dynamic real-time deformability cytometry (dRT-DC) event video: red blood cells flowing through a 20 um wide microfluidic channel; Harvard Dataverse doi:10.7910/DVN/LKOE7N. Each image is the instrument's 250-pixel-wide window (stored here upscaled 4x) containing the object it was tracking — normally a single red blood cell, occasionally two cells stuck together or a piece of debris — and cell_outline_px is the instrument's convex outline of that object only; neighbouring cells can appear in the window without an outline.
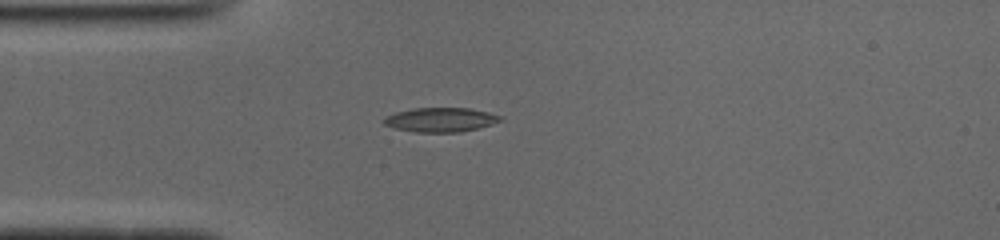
{"species": "common noctule bat (a hibernating species)", "species_latin": "Nyctalus noctula", "temperature_condition": "cold", "stored_images_in_passage": 32, "camera_frame_rate_fps": 3000, "um_per_image_px": 0.085, "animal": {"sex": "male", "body_mass_g": 19.0, "forearm_length_mm": 50.8}, "frame": {"image": 1, "passage_image": 2, "time_ms": 0.333, "image_size_px": [1000, 240], "cell_outline_px": [[504, 120], [492, 124], [460, 132], [416, 132], [396, 128], [384, 124], [380, 120], [396, 112], [412, 108], [468, 108], [488, 112], [504, 116]], "centroid_in_image_um": [37.48, 10.17], "position_along_channel_um": 47.5, "area_um2": 16.47}}
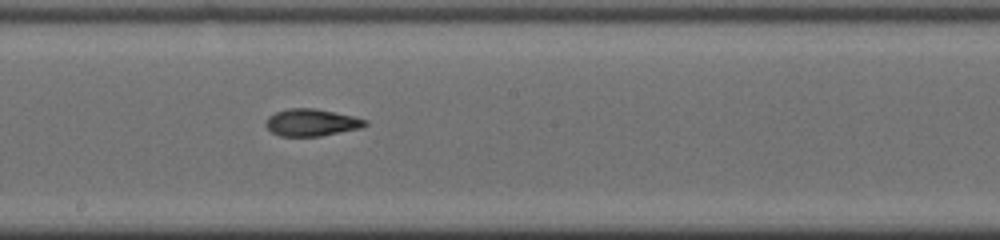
{"frame": {"image": 2, "passage_image": 16, "time_ms": 5.0, "image_size_px": [1000, 240], "cell_outline_px": [[368, 124], [360, 128], [320, 136], [280, 136], [272, 132], [264, 124], [264, 120], [268, 116], [276, 112], [288, 108], [316, 108], [352, 116], [368, 120]], "centroid_in_image_um": [26.45, 10.4], "position_along_channel_um": 221.8, "area_um2": 15.72}}
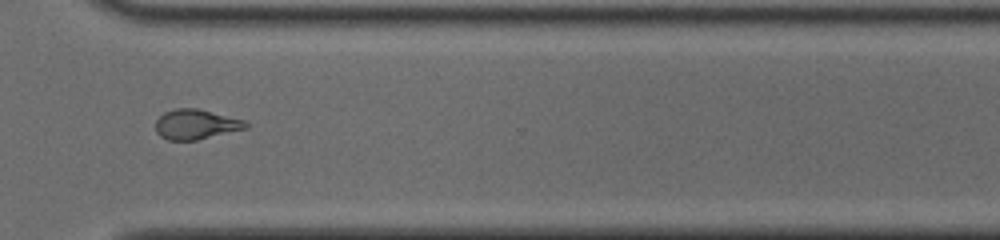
{"frame": {"image": 3, "passage_image": 26, "time_ms": 8.333, "image_size_px": [1000, 240], "cell_outline_px": [[248, 128], [196, 140], [168, 140], [160, 136], [156, 132], [156, 120], [164, 112], [176, 108], [196, 108], [244, 120], [248, 124]], "centroid_in_image_um": [16.63, 10.57], "position_along_channel_um": 354.0, "area_um2": 15.61}, "authors_computed_cell_mechanics": {"area_um2": 16.0106, "velocity_mm_per_s": 3.9514, "shape_relaxation_time_tau1_ms": 3.2037, "shape_relaxation_time_tau2_ms": 2.9342, "deformation_change_tau1": 0.1773, "deformation_change_tau2": 0.1119}}